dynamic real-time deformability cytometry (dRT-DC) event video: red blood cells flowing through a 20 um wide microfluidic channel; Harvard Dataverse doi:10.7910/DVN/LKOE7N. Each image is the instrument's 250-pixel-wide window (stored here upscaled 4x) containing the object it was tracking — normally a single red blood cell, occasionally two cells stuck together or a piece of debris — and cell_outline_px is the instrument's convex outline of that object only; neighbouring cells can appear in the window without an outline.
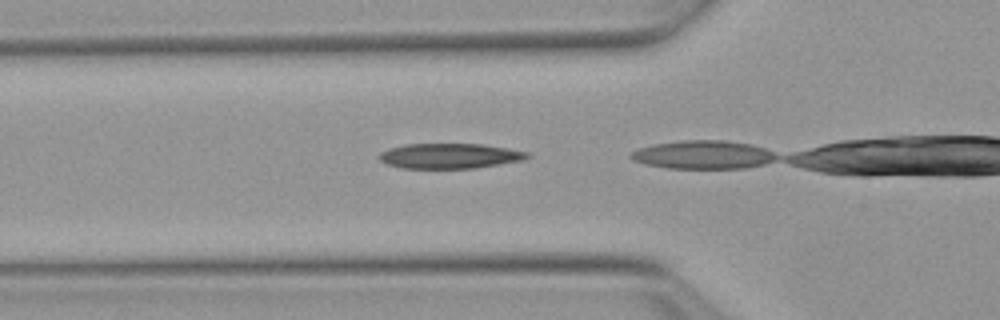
{"species": "Egyptian fruit bat (a non-hibernating species)", "species_latin": "Rousettus aegyptiacus", "temperature_condition": "warm", "stored_images_in_passage": 4, "camera_frame_rate_fps": 3000, "um_per_image_px": 0.085, "animal": {"sex": "female"}, "frame": {"image": 1, "passage_image": 2, "time_ms": 0.333, "image_size_px": [1000, 320], "cell_outline_px": [[532, 156], [524, 160], [476, 168], [400, 168], [388, 164], [380, 160], [376, 156], [380, 152], [388, 148], [404, 144], [484, 144], [508, 148], [528, 152]], "centroid_in_image_um": [38.22, 13.25], "position_along_channel_um": 87.6, "area_um2": 21.91}}